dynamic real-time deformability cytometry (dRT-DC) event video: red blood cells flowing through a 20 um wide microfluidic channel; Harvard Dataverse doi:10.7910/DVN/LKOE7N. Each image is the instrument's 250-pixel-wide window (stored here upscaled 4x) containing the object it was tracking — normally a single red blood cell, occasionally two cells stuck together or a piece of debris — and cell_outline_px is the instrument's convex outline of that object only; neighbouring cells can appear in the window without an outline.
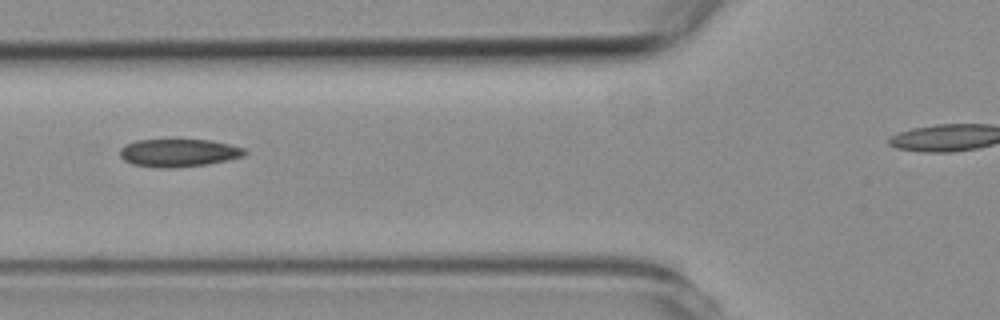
{"species": "common noctule bat (a hibernating species)", "species_latin": "Nyctalus noctula", "temperature_condition": "room temperature", "stored_images_in_passage": 4, "camera_frame_rate_fps": 3000, "um_per_image_px": 0.085, "animal": {"sex": "female", "body_mass_g": 19.3, "forearm_length_mm": 54.1}, "frame": {"image": 1, "passage_image": 3, "time_ms": 2.333, "image_size_px": [1000, 320], "cell_outline_px": [[248, 152], [244, 156], [228, 160], [208, 164], [172, 168], [156, 168], [132, 164], [124, 160], [120, 156], [120, 148], [124, 144], [136, 140], [212, 140], [244, 148]], "centroid_in_image_um": [15.17, 13.0], "position_along_channel_um": 110.6, "area_um2": 20.4}}
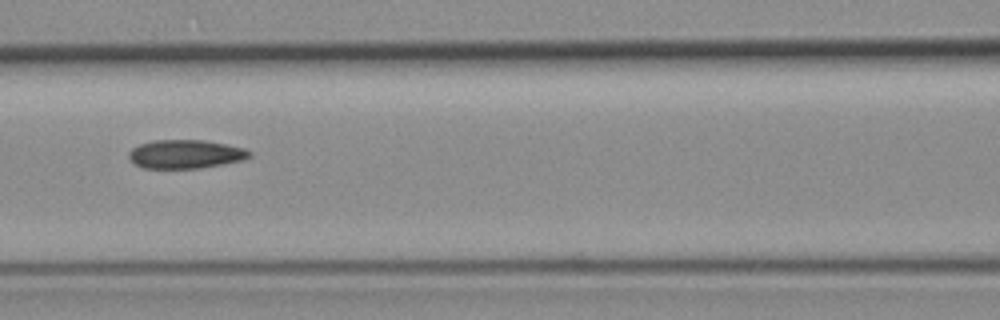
{"frame": {"image": 2, "passage_image": 4, "time_ms": 3.333, "image_size_px": [1000, 320], "cell_outline_px": [[252, 156], [244, 160], [224, 164], [200, 168], [144, 168], [136, 164], [128, 156], [128, 152], [132, 148], [140, 144], [156, 140], [200, 140], [224, 144], [244, 148], [252, 152]], "centroid_in_image_um": [15.79, 13.1], "position_along_channel_um": 150.8, "area_um2": 20.06}}